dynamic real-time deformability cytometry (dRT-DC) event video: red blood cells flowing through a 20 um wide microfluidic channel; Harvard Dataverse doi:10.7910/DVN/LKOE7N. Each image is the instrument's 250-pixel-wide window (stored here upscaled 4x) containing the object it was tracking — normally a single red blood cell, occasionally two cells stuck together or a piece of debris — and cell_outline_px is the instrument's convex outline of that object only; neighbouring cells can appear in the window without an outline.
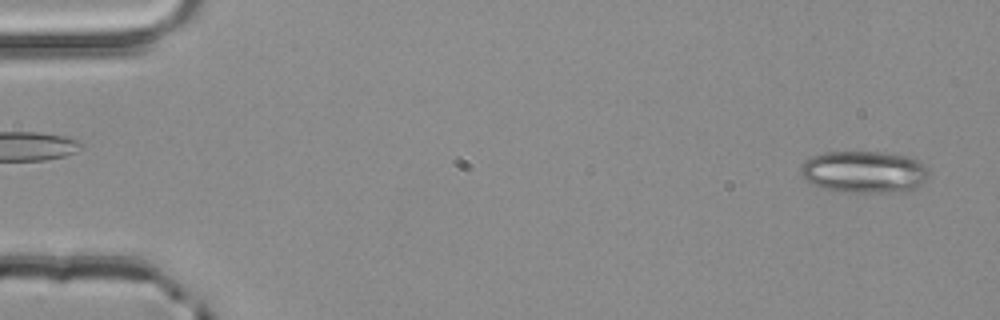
{"species": "common noctule bat (a hibernating species)", "species_latin": "Nyctalus noctula", "temperature_condition": "room temperature", "stored_images_in_passage": 53, "camera_frame_rate_fps": 3000, "um_per_image_px": 0.085, "animal": {"sex": "male", "body_mass_g": 20.4}, "frame": {"image": 1, "passage_image": 2, "time_ms": 0.333, "image_size_px": [1000, 320], "cell_outline_px": [[928, 176], [912, 192], [852, 192], [820, 188], [804, 180], [800, 172], [800, 168], [812, 156], [824, 152], [884, 152], [904, 156], [916, 160], [924, 164], [928, 172]], "centroid_in_image_um": [73.45, 14.63], "position_along_channel_um": 11.5, "area_um2": 31.33}}
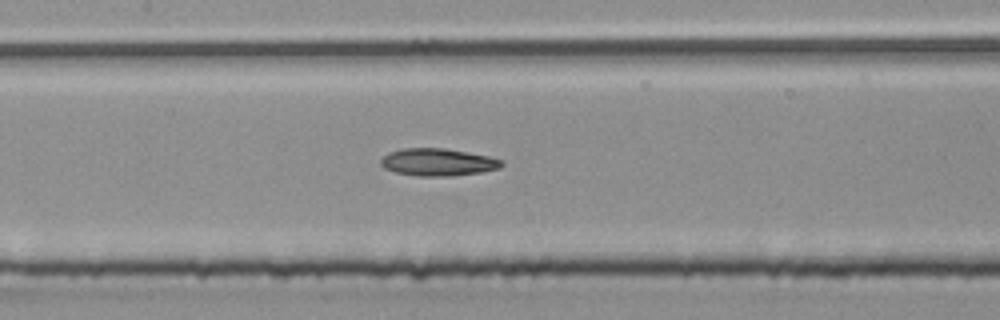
{"frame": {"image": 2, "passage_image": 25, "time_ms": 8.0, "image_size_px": [1000, 320], "cell_outline_px": [[504, 164], [500, 168], [480, 172], [452, 176], [416, 176], [396, 172], [384, 168], [380, 164], [380, 160], [388, 152], [404, 148], [444, 148], [468, 152], [488, 156], [504, 160]], "centroid_in_image_um": [37.23, 13.78], "position_along_channel_um": 170.2, "area_um2": 19.36}}
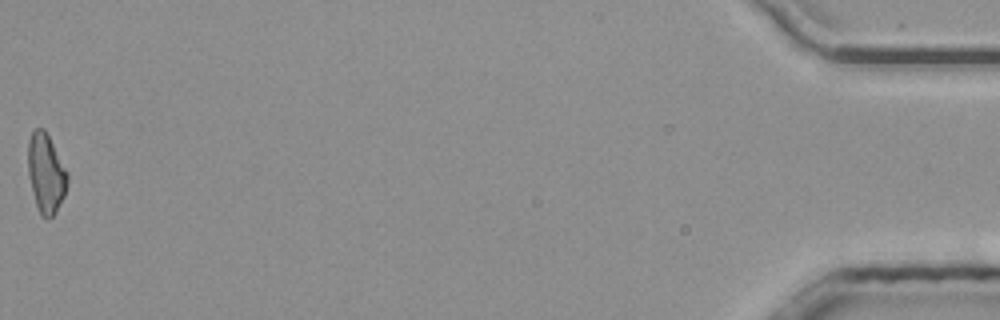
{"frame": {"image": 3, "passage_image": 53, "time_ms": 17.333, "image_size_px": [1000, 320], "cell_outline_px": [[68, 184], [64, 196], [56, 212], [48, 220], [40, 216], [32, 192], [28, 176], [28, 140], [32, 128], [44, 128], [68, 172]], "centroid_in_image_um": [3.9, 14.73], "position_along_channel_um": 431.3, "area_um2": 18.5}, "authors_computed_cell_mechanics": {"area_um2": 18.8428, "velocity_mm_per_s": 3.9197, "shape_relaxation_time_tau1_ms": null, "shape_relaxation_time_tau2_ms": 2.2297, "deformation_change_tau1": null, "deformation_change_tau2": 0.1}}